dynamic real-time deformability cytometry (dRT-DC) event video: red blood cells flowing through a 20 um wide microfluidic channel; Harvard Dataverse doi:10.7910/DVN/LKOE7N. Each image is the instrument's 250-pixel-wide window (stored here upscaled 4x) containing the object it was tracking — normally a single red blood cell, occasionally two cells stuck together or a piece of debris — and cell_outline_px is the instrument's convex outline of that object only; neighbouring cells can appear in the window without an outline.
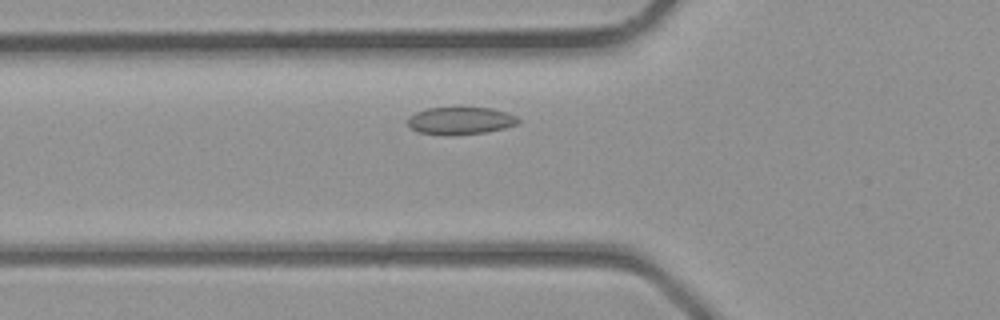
{"species": "common noctule bat (a hibernating species)", "species_latin": "Nyctalus noctula", "temperature_condition": "room temperature", "stored_images_in_passage": 31, "camera_frame_rate_fps": 3000, "um_per_image_px": 0.085, "animal": {"sex": "male", "body_mass_g": 23.1, "forearm_length_mm": 52.7}, "frame": {"image": 1, "passage_image": 6, "time_ms": 1.667, "image_size_px": [1000, 320], "cell_outline_px": [[520, 124], [488, 132], [456, 136], [444, 136], [416, 132], [408, 124], [408, 116], [416, 112], [428, 108], [492, 108], [508, 112], [516, 116], [520, 120]], "centroid_in_image_um": [39.16, 10.29], "position_along_channel_um": 86.6, "area_um2": 18.09}}
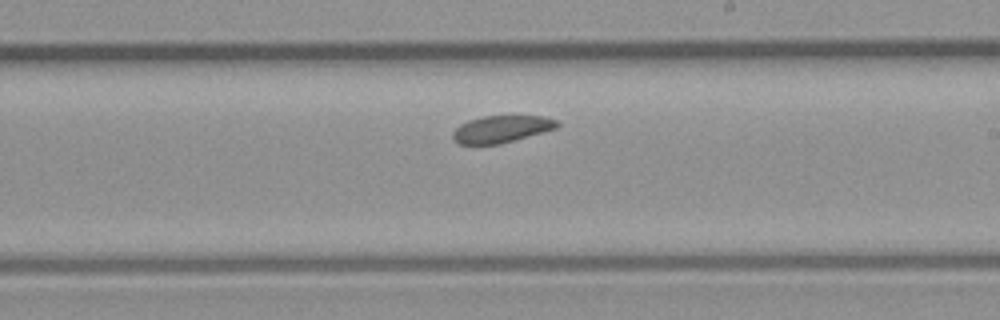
{"frame": {"image": 2, "passage_image": 15, "time_ms": 4.667, "image_size_px": [1000, 320], "cell_outline_px": [[560, 124], [556, 128], [500, 144], [460, 144], [452, 140], [452, 132], [460, 124], [468, 120], [484, 116], [544, 116], [560, 120]], "centroid_in_image_um": [42.61, 10.96], "position_along_channel_um": 246.4, "area_um2": 16.47}}
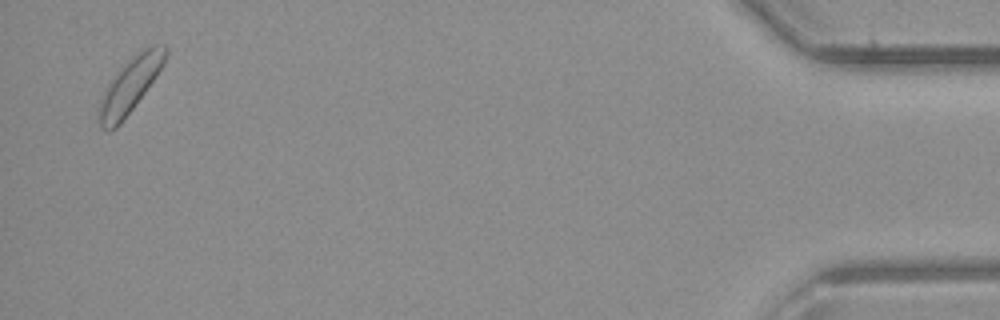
{"frame": {"image": 3, "passage_image": 30, "time_ms": 9.667, "image_size_px": [1000, 320], "cell_outline_px": [[168, 56], [164, 64], [144, 92], [120, 124], [116, 128], [108, 132], [100, 124], [96, 116], [100, 104], [116, 72], [124, 64], [144, 48], [152, 44], [164, 44], [168, 48]], "centroid_in_image_um": [11.09, 7.23], "position_along_channel_um": 424.1, "area_um2": 20.58}}